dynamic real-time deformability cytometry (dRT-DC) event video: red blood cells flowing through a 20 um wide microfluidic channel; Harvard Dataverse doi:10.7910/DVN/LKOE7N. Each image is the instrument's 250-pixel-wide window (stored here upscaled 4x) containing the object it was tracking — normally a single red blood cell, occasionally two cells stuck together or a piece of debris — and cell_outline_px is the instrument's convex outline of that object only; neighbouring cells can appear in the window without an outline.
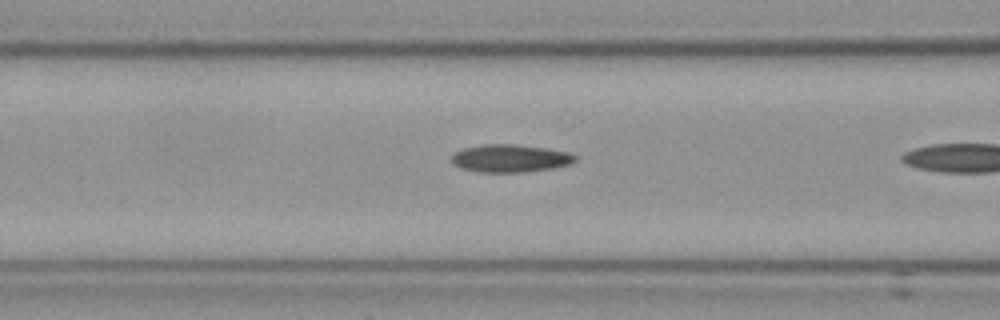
{"species": "Egyptian fruit bat (a non-hibernating species)", "species_latin": "Rousettus aegyptiacus", "temperature_condition": "cold", "stored_images_in_passage": 10, "camera_frame_rate_fps": 3000, "um_per_image_px": 0.085, "frame": {"image": 1, "passage_image": 9, "time_ms": 2.667, "image_size_px": [1000, 320], "cell_outline_px": [[576, 160], [568, 164], [552, 168], [524, 172], [480, 172], [460, 168], [452, 164], [452, 152], [464, 148], [484, 144], [512, 144], [544, 148], [568, 152], [576, 156]], "centroid_in_image_um": [43.31, 13.46], "position_along_channel_um": 123.3, "area_um2": 19.88}}